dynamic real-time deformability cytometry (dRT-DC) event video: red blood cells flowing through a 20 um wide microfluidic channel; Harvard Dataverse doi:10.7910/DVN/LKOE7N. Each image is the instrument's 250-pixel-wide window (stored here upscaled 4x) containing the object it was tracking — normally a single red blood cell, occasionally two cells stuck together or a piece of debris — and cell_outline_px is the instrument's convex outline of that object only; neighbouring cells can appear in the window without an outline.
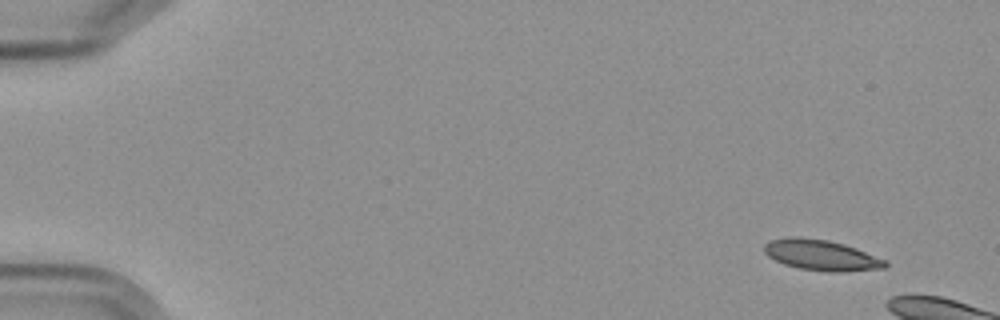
{"species": "Egyptian fruit bat (a non-hibernating species)", "species_latin": "Rousettus aegyptiacus", "temperature_condition": "cold", "stored_images_in_passage": 5, "camera_frame_rate_fps": 3000, "um_per_image_px": 0.085, "frame": {"image": 1, "passage_image": 1, "time_ms": 0.0, "image_size_px": [1000, 320], "cell_outline_px": [[888, 264], [884, 268], [840, 272], [828, 272], [800, 268], [784, 264], [768, 256], [764, 252], [764, 244], [772, 240], [788, 236], [800, 236], [828, 240], [844, 244], [856, 248], [888, 260]], "centroid_in_image_um": [69.83, 21.68], "position_along_channel_um": 15.2, "area_um2": 21.73}}